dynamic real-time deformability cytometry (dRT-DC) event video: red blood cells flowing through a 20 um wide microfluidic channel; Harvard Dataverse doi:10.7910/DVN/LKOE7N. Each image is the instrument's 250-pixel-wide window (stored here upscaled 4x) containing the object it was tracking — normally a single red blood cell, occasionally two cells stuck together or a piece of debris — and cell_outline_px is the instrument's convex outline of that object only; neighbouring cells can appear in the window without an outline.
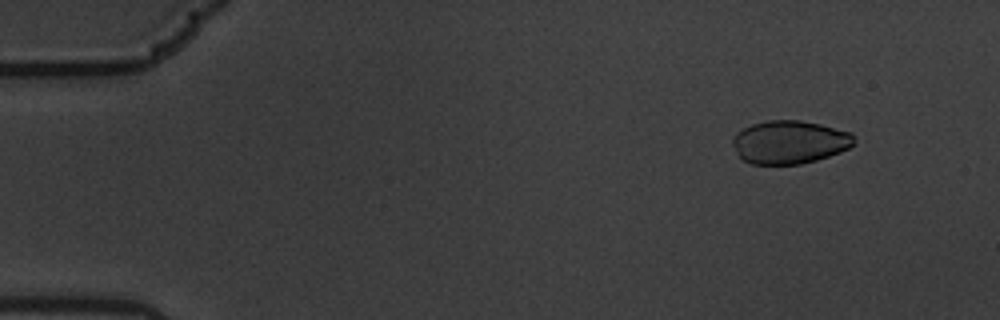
{"species": "common noctule bat (a hibernating species)", "species_latin": "Nyctalus noctula", "temperature_condition": "warm", "stored_images_in_passage": 6, "camera_frame_rate_fps": 3000, "um_per_image_px": 0.085, "animal": {"sex": "male", "body_mass_g": 19.5, "forearm_length_mm": 54.6}, "frame": {"image": 1, "passage_image": 2, "time_ms": 0.333, "image_size_px": [1000, 320], "cell_outline_px": [[856, 144], [840, 152], [816, 160], [800, 164], [752, 164], [744, 160], [740, 156], [732, 144], [732, 136], [736, 132], [752, 124], [768, 120], [800, 120], [820, 124], [852, 132]], "centroid_in_image_um": [67.12, 12.07], "position_along_channel_um": 17.9, "area_um2": 30.63}}